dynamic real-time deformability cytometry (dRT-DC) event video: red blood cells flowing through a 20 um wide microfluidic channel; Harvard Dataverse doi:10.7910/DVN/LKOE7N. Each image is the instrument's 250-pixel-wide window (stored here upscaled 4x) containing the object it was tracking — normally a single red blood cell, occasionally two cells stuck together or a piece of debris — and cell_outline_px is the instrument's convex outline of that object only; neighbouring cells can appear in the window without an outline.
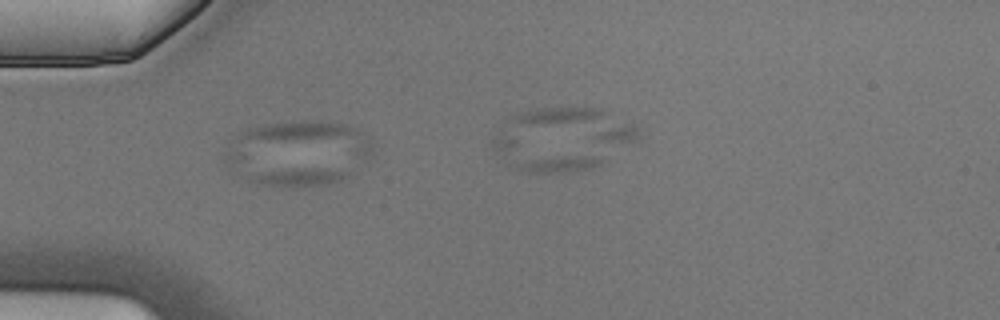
{"species": "Egyptian fruit bat (a non-hibernating species)", "species_latin": "Rousettus aegyptiacus", "temperature_condition": "cold", "stored_images_in_passage": 3, "camera_frame_rate_fps": 3000, "um_per_image_px": 0.085, "animal": {"sex": "male"}, "frame": {"image": 1, "passage_image": 3, "time_ms": 0.667, "image_size_px": [1000, 320], "cell_outline_px": [[604, 160], [600, 164], [592, 168], [564, 172], [524, 172], [512, 168], [488, 144], [500, 132], [592, 156]], "centroid_in_image_um": [45.87, 13.24], "position_along_channel_um": 39.1, "area_um2": 18.79}}